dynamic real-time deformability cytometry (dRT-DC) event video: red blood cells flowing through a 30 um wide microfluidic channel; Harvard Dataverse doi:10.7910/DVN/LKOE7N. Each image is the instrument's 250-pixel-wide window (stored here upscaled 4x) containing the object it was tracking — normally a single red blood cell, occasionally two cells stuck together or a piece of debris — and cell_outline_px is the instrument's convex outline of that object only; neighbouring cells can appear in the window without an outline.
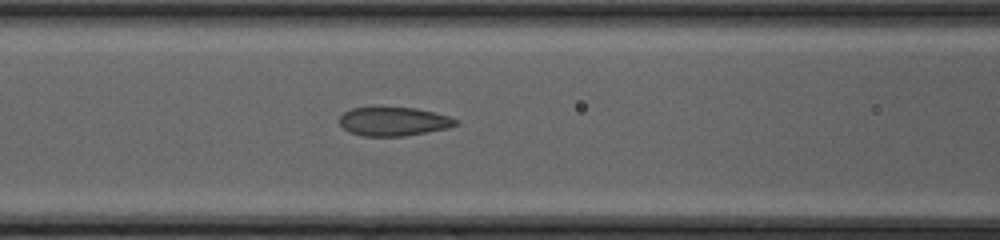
{"species": "common noctule bat (a hibernating species)", "species_latin": "Nyctalus noctula", "temperature_condition": "cold", "stored_images_in_passage": 11, "camera_frame_rate_fps": 3000, "um_per_image_px": 0.085, "animal": {"sex": "female", "body_mass_g": 20.0, "forearm_length_mm": 54.0}, "frame": {"image": 1, "passage_image": 10, "time_ms": 3.0, "image_size_px": [1000, 240], "cell_outline_px": [[456, 124], [444, 128], [404, 136], [364, 136], [348, 132], [340, 124], [340, 116], [344, 112], [352, 108], [416, 108], [448, 116], [456, 120]], "centroid_in_image_um": [33.38, 10.33], "position_along_channel_um": 133.2, "area_um2": 18.96}}